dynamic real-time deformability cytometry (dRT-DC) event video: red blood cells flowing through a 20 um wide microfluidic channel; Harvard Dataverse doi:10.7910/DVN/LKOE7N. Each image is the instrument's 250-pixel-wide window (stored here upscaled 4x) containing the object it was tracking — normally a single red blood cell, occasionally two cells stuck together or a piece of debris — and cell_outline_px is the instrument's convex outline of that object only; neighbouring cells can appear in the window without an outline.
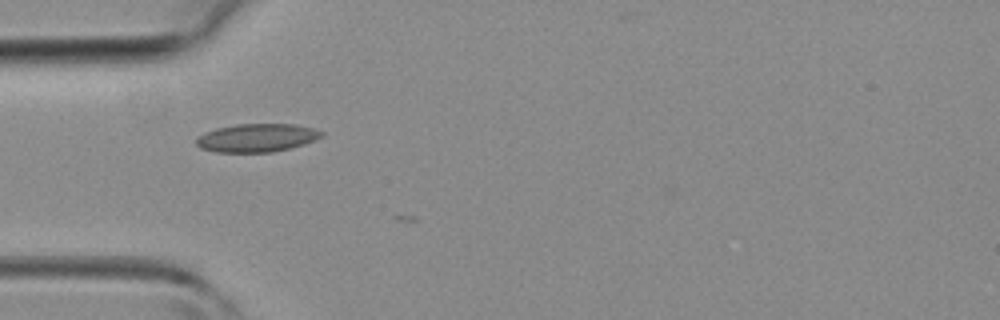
{"species": "common noctule bat (a hibernating species)", "species_latin": "Nyctalus noctula", "temperature_condition": "room temperature", "stored_images_in_passage": 4, "camera_frame_rate_fps": 3000, "um_per_image_px": 0.085, "animal": {"sex": "female", "body_mass_g": 19.3, "forearm_length_mm": 54.1}, "frame": {"image": 1, "passage_image": 3, "time_ms": 0.667, "image_size_px": [1000, 320], "cell_outline_px": [[324, 136], [316, 140], [304, 144], [272, 152], [216, 152], [200, 148], [196, 144], [196, 140], [204, 132], [216, 128], [236, 124], [296, 124], [312, 128], [324, 132]], "centroid_in_image_um": [21.84, 11.71], "position_along_channel_um": 63.2, "area_um2": 20.63}}